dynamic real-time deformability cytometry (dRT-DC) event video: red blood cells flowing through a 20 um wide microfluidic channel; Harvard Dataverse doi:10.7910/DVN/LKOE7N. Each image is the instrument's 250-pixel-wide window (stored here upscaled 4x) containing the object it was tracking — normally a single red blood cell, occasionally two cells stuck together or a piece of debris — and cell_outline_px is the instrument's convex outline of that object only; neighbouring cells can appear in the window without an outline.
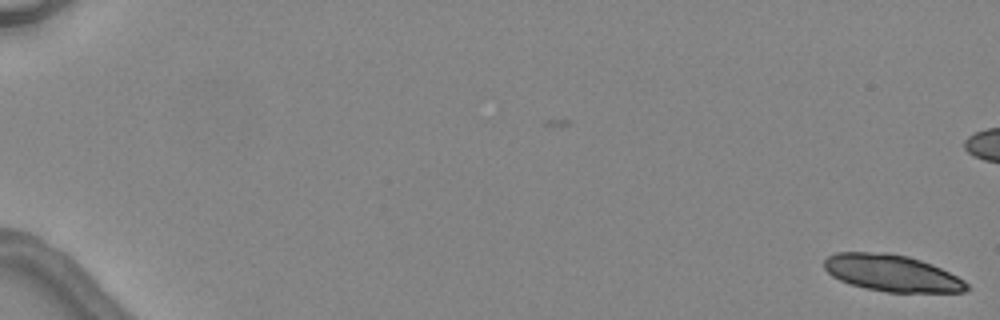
{"species": "common noctule bat (a hibernating species)", "species_latin": "Nyctalus noctula", "temperature_condition": "warm", "stored_images_in_passage": 2, "camera_frame_rate_fps": 3000, "um_per_image_px": 0.085, "animal": {"sex": "female", "body_mass_g": 24.6, "forearm_length_mm": 56.2}, "frame": {"image": 1, "passage_image": 2, "time_ms": 1.0, "image_size_px": [1000, 320], "cell_outline_px": [[972, 288], [964, 292], [888, 292], [868, 288], [852, 284], [840, 280], [832, 276], [824, 268], [824, 260], [828, 256], [836, 252], [888, 252], [908, 256], [932, 264], [964, 280]], "centroid_in_image_um": [75.82, 23.2], "position_along_channel_um": 9.2, "area_um2": 30.4}}